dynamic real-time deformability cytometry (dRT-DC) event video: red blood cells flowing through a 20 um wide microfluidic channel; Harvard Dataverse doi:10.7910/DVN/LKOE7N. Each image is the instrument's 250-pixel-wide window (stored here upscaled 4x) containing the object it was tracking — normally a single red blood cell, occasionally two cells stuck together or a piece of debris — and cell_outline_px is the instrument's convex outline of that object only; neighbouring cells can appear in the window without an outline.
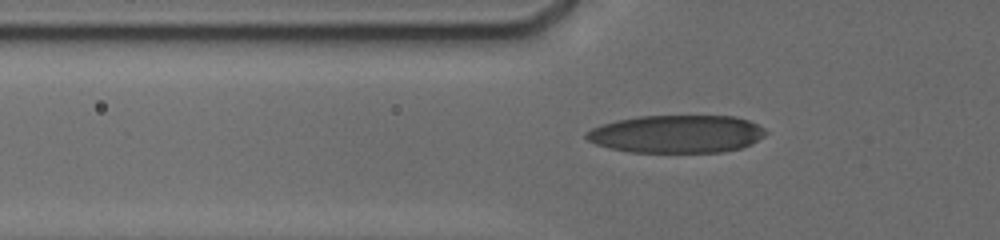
{"species": "human", "species_latin": "Homo sapiens", "temperature_condition": "cold", "stored_images_in_passage": 35, "camera_frame_rate_fps": 3000, "um_per_image_px": 0.085, "donor": {"sex": "male"}, "frame": {"image": 1, "passage_image": 7, "time_ms": 1.667, "image_size_px": [1000, 240], "cell_outline_px": [[768, 132], [764, 136], [752, 144], [740, 148], [724, 152], [628, 152], [596, 144], [588, 140], [584, 136], [584, 132], [592, 128], [616, 120], [640, 116], [736, 116], [748, 120], [764, 128]], "centroid_in_image_um": [57.53, 11.39], "position_along_channel_um": 68.3, "area_um2": 39.59}}
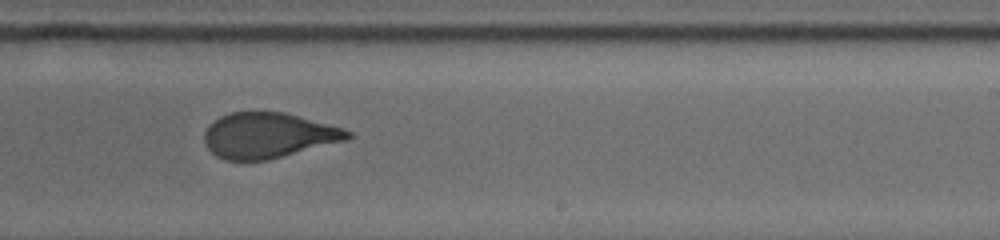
{"frame": {"image": 2, "passage_image": 23, "time_ms": 7.0, "image_size_px": [1000, 240], "cell_outline_px": [[352, 136], [344, 140], [268, 160], [224, 160], [216, 156], [208, 148], [204, 140], [204, 132], [208, 124], [220, 116], [232, 112], [284, 112], [344, 128], [352, 132]], "centroid_in_image_um": [22.76, 11.5], "position_along_channel_um": 266.2, "area_um2": 37.69}}
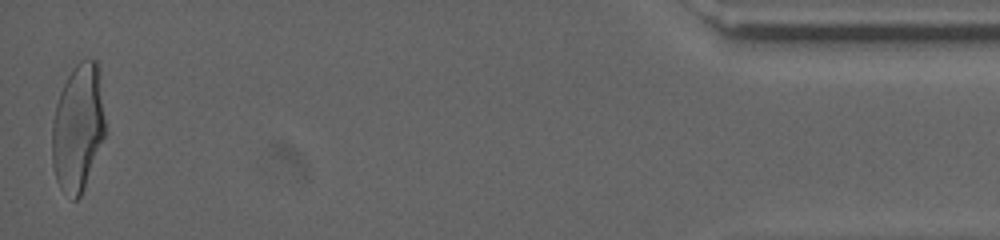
{"frame": {"image": 3, "passage_image": 35, "time_ms": 13.333, "image_size_px": [1000, 240], "cell_outline_px": [[104, 136], [84, 188], [80, 196], [76, 200], [72, 200], [60, 188], [56, 180], [52, 164], [52, 120], [56, 104], [60, 92], [68, 76], [76, 64], [80, 60], [96, 60], [100, 68], [104, 120]], "centroid_in_image_um": [6.61, 10.85], "position_along_channel_um": 428.6, "area_um2": 39.3}, "authors_computed_cell_mechanics": {"area_um2": 39.0728, "velocity_mm_per_s": 3.7843, "shape_relaxation_time_tau1_ms": 5.0616, "shape_relaxation_time_tau2_ms": 0.9233, "deformation_change_tau1": 0.1693, "deformation_change_tau2": 0.0724}}